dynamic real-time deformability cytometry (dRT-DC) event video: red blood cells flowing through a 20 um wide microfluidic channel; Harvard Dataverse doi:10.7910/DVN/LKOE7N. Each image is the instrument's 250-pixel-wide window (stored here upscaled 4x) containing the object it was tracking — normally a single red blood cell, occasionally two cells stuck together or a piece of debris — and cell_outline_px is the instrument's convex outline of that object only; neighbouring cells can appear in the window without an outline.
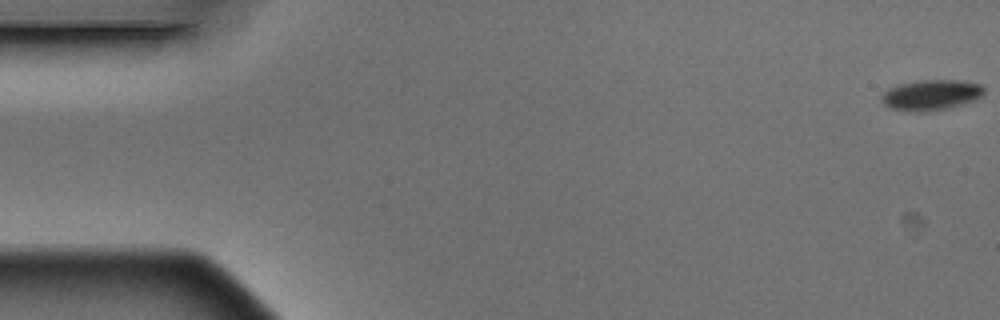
{"species": "Egyptian fruit bat (a non-hibernating species)", "species_latin": "Rousettus aegyptiacus", "temperature_condition": "warm", "stored_images_in_passage": 4, "camera_frame_rate_fps": 3000, "um_per_image_px": 0.085, "animal": {"sex": "male"}, "frame": {"image": 1, "passage_image": 1, "time_ms": 0.0, "image_size_px": [1000, 320], "cell_outline_px": [[984, 92], [980, 96], [972, 100], [960, 104], [944, 108], [920, 112], [904, 112], [888, 108], [880, 100], [880, 96], [888, 88], [900, 84], [916, 80], [960, 80], [980, 84], [984, 88]], "centroid_in_image_um": [79.05, 8.07], "position_along_channel_um": 6.0, "area_um2": 18.21}}